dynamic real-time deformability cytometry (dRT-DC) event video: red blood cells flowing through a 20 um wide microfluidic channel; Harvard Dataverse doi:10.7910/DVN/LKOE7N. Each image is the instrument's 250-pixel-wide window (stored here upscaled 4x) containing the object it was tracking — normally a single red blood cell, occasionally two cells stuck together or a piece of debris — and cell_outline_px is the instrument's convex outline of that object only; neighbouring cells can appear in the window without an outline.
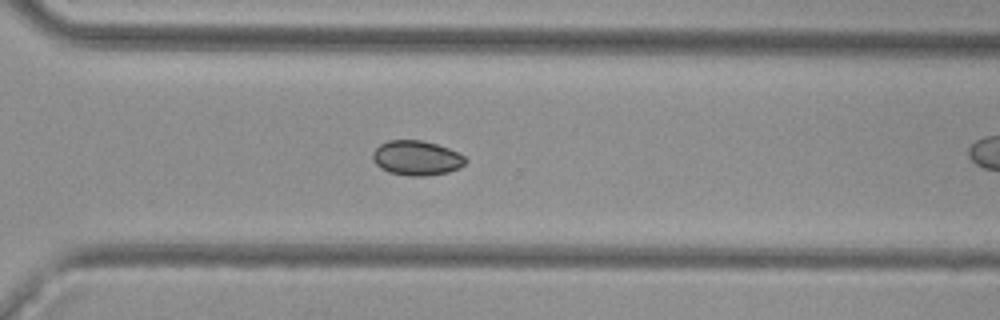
{"species": "common noctule bat (a hibernating species)", "species_latin": "Nyctalus noctula", "temperature_condition": "cold", "stored_images_in_passage": 50, "camera_frame_rate_fps": 3000, "um_per_image_px": 0.085, "animal": {"sex": "female", "body_mass_g": 29.2, "forearm_length_mm": 56.3}, "frame": {"image": 1, "passage_image": 36, "time_ms": 11.667, "image_size_px": [1000, 320], "cell_outline_px": [[468, 160], [460, 168], [448, 172], [428, 176], [408, 176], [388, 172], [380, 168], [372, 160], [372, 152], [380, 144], [388, 140], [424, 140], [448, 148], [464, 156]], "centroid_in_image_um": [35.39, 13.43], "position_along_channel_um": 335.2, "area_um2": 18.96}}